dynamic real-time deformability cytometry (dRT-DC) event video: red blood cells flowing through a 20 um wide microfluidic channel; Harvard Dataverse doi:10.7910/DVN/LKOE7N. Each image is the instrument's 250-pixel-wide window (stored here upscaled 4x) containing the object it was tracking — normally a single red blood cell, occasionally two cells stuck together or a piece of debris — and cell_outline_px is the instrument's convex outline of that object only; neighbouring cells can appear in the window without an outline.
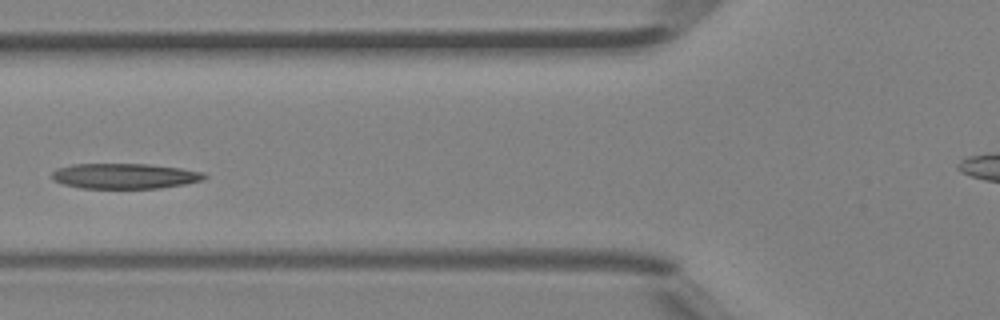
{"species": "Egyptian fruit bat (a non-hibernating species)", "species_latin": "Rousettus aegyptiacus", "temperature_condition": "room temperature", "stored_images_in_passage": 4, "camera_frame_rate_fps": 3000, "um_per_image_px": 0.085, "animal": {"sex": "female"}, "frame": {"image": 1, "passage_image": 3, "time_ms": 0.667, "image_size_px": [1000, 320], "cell_outline_px": [[208, 176], [204, 180], [184, 184], [160, 188], [80, 188], [64, 184], [56, 180], [52, 176], [52, 172], [56, 168], [72, 164], [148, 164], [180, 168], [204, 172]], "centroid_in_image_um": [10.63, 14.96], "position_along_channel_um": 115.2, "area_um2": 22.48}}
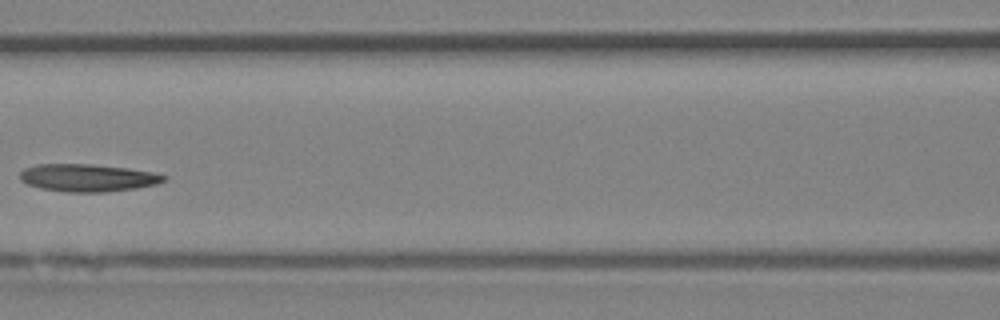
{"frame": {"image": 2, "passage_image": 4, "time_ms": 1.0, "image_size_px": [1000, 320], "cell_outline_px": [[168, 180], [156, 184], [136, 188], [108, 192], [64, 192], [40, 188], [28, 184], [20, 180], [20, 172], [24, 168], [36, 164], [92, 164], [128, 168], [152, 172], [168, 176]], "centroid_in_image_um": [7.46, 15.11], "position_along_channel_um": 159.1, "area_um2": 23.29}}